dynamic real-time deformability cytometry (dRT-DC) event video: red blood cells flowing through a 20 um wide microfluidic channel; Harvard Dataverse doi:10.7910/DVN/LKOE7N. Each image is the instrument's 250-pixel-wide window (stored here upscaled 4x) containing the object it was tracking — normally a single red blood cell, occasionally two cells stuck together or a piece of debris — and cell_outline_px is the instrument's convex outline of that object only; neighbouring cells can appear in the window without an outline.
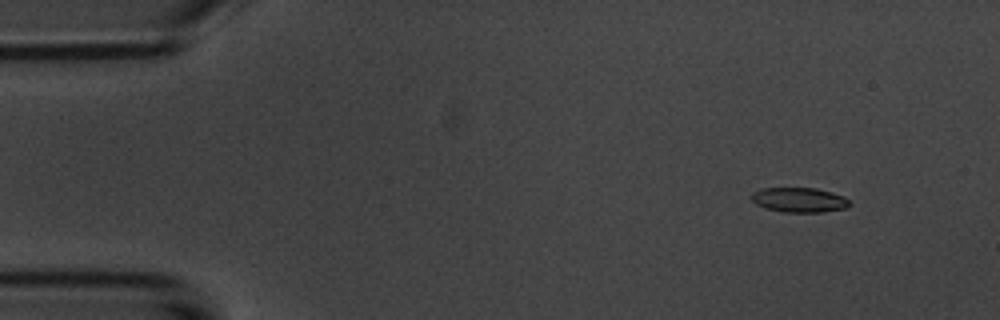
{"species": "common noctule bat (a hibernating species)", "species_latin": "Nyctalus noctula", "temperature_condition": "room temperature", "stored_images_in_passage": 55, "camera_frame_rate_fps": 3000, "um_per_image_px": 0.085, "animal": {"sex": "male", "body_mass_g": 20.1, "forearm_length_mm": 53.5}, "frame": {"image": 1, "passage_image": 6, "time_ms": 1.667, "image_size_px": [1000, 320], "cell_outline_px": [[852, 204], [848, 208], [824, 212], [784, 212], [764, 208], [756, 204], [752, 200], [752, 192], [760, 188], [816, 188], [832, 192], [844, 196]], "centroid_in_image_um": [67.96, 16.99], "position_along_channel_um": 17.0, "area_um2": 14.33}}
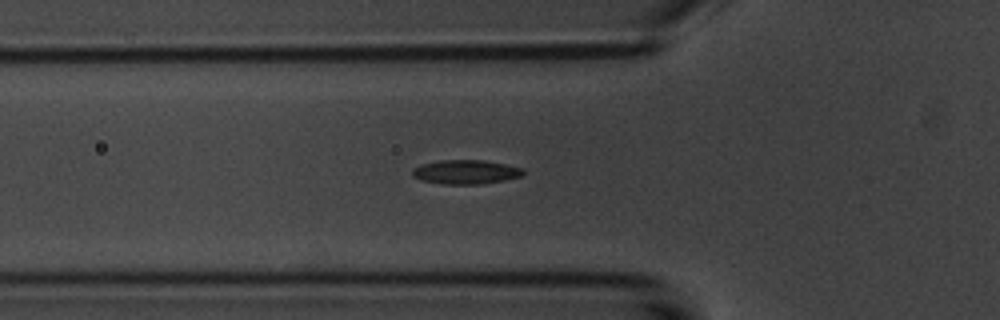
{"frame": {"image": 2, "passage_image": 19, "time_ms": 6.0, "image_size_px": [1000, 320], "cell_outline_px": [[524, 172], [520, 176], [504, 180], [480, 184], [444, 184], [420, 180], [412, 176], [412, 168], [420, 164], [440, 160], [484, 160], [524, 168]], "centroid_in_image_um": [39.54, 14.61], "position_along_channel_um": 86.3, "area_um2": 15.61}}
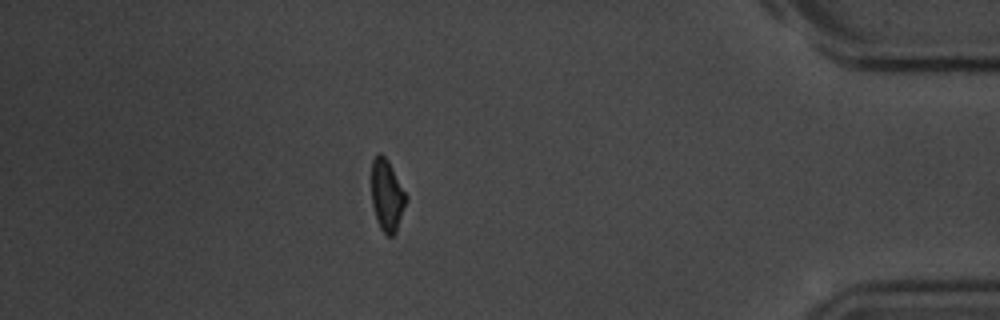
{"frame": {"image": 3, "passage_image": 48, "time_ms": 15.667, "image_size_px": [1000, 320], "cell_outline_px": [[408, 200], [396, 232], [392, 236], [388, 236], [380, 228], [376, 220], [372, 204], [372, 160], [376, 152], [380, 152], [388, 160], [408, 196]], "centroid_in_image_um": [32.9, 16.6], "position_along_channel_um": 402.3, "area_um2": 14.68}, "authors_computed_cell_mechanics": {"area_um2": 15.028, "velocity_mm_per_s": 3.7133, "shape_relaxation_time_tau1_ms": 3.5419, "shape_relaxation_time_tau2_ms": 4.6586, "deformation_change_tau1": 0.1116, "deformation_change_tau2": 0.1018}}